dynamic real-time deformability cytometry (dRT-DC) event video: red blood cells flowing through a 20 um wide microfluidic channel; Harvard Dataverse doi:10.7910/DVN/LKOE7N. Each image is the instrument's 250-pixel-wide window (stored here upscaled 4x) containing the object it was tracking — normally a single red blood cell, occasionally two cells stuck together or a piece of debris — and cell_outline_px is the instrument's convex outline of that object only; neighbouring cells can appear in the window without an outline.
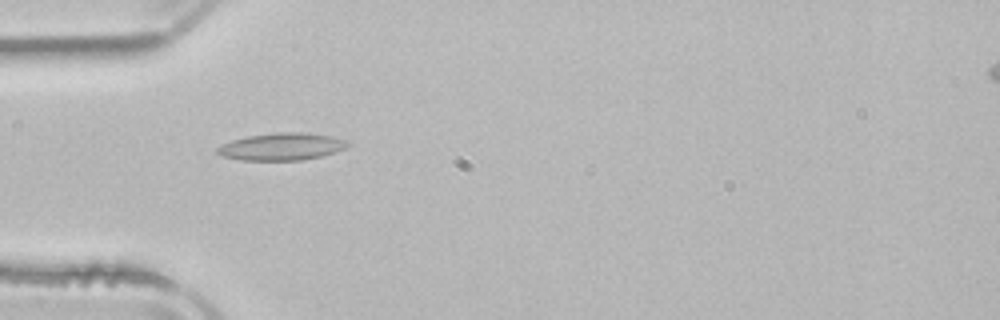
{"species": "common noctule bat (a hibernating species)", "species_latin": "Nyctalus noctula", "temperature_condition": "room temperature", "stored_images_in_passage": 52, "camera_frame_rate_fps": 3000, "um_per_image_px": 0.085, "animal": {"sex": "male", "body_mass_g": 21.5, "forearm_length_mm": 52.0}, "frame": {"image": 1, "passage_image": 16, "time_ms": 5.0, "image_size_px": [1000, 320], "cell_outline_px": [[348, 144], [344, 148], [320, 156], [300, 160], [240, 160], [220, 156], [216, 152], [216, 148], [232, 140], [248, 136], [276, 132], [308, 132], [332, 136], [348, 140]], "centroid_in_image_um": [23.91, 12.45], "position_along_channel_um": 61.1, "area_um2": 20.63}}
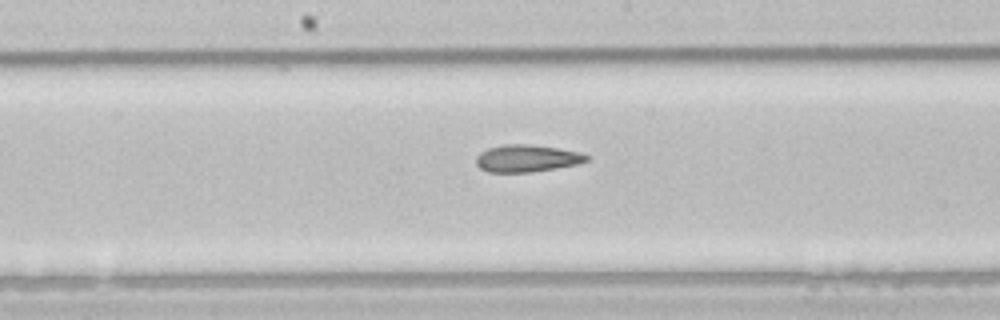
{"frame": {"image": 2, "passage_image": 27, "time_ms": 8.667, "image_size_px": [1000, 320], "cell_outline_px": [[588, 160], [576, 164], [556, 168], [532, 172], [488, 172], [480, 168], [476, 164], [476, 156], [480, 152], [488, 148], [504, 144], [532, 144], [580, 152], [588, 156]], "centroid_in_image_um": [44.74, 13.46], "position_along_channel_um": 203.5, "area_um2": 17.46}}
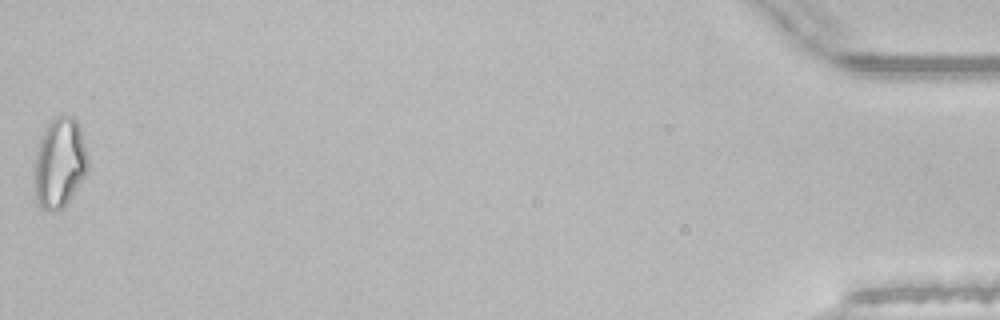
{"frame": {"image": 3, "passage_image": 52, "time_ms": 17.0, "image_size_px": [1000, 320], "cell_outline_px": [[88, 168], [84, 176], [72, 196], [64, 208], [48, 212], [40, 208], [36, 204], [36, 156], [40, 140], [48, 124], [56, 116], [72, 116], [76, 120], [88, 156]], "centroid_in_image_um": [5.08, 13.9], "position_along_channel_um": 430.1, "area_um2": 27.51}, "authors_computed_cell_mechanics": {"area_um2": 19.7098, "velocity_mm_per_s": 3.9174, "shape_relaxation_time_tau1_ms": null, "shape_relaxation_time_tau2_ms": 5.9663, "deformation_change_tau1": null, "deformation_change_tau2": 0.1634}}